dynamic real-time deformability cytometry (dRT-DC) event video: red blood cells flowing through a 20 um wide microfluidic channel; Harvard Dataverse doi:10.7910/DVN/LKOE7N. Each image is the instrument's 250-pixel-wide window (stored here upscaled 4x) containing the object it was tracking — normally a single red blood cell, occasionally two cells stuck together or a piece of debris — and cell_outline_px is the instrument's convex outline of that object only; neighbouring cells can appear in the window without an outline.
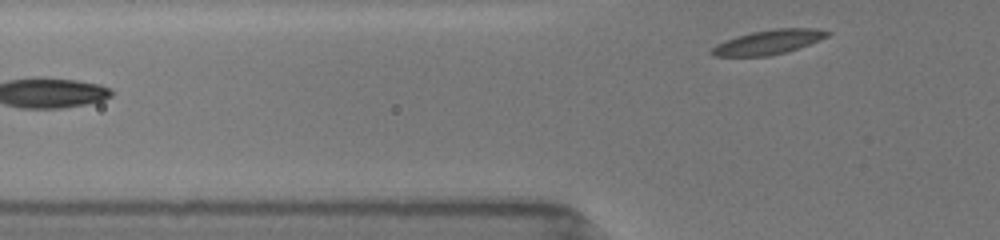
{"species": "common noctule bat (a hibernating species)", "species_latin": "Nyctalus noctula", "temperature_condition": "room temperature", "stored_images_in_passage": 16, "segment_of_instrument_passage": [2, 2], "camera_frame_rate_fps": 3000, "um_per_image_px": 0.085, "animal": {"sex": "female", "body_mass_g": 19.5, "forearm_length_mm": 54.1}, "frame": {"image": 1, "passage_image": 16, "time_ms": 6.333, "image_size_px": [1000, 240], "cell_outline_px": [[832, 32], [828, 36], [808, 44], [784, 52], [768, 56], [712, 56], [708, 52], [716, 44], [724, 40], [736, 36], [752, 32], [776, 28], [812, 28]], "centroid_in_image_um": [65.25, 3.58], "position_along_channel_um": 60.6, "area_um2": 16.3}}